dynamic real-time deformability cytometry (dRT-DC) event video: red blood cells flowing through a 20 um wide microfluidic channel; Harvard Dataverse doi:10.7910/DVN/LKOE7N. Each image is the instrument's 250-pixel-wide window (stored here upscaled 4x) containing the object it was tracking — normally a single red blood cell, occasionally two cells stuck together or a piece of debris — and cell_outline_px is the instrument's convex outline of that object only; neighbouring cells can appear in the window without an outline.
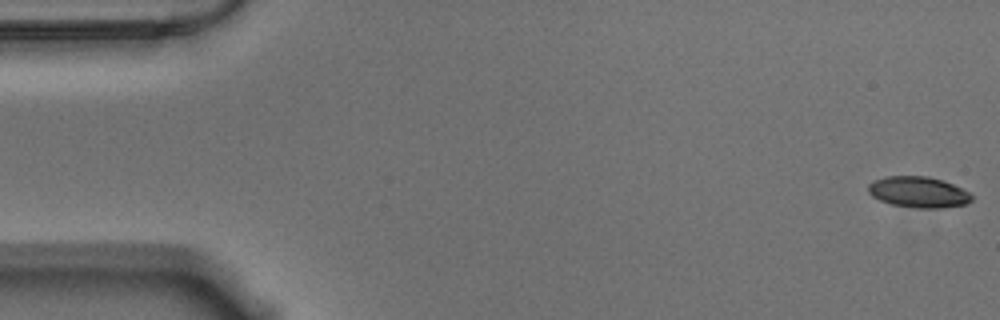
{"species": "Egyptian fruit bat (a non-hibernating species)", "species_latin": "Rousettus aegyptiacus", "temperature_condition": "warm", "stored_images_in_passage": 57, "camera_frame_rate_fps": 3000, "um_per_image_px": 0.085, "animal": {"sex": "male"}, "frame": {"image": 1, "passage_image": 1, "time_ms": 0.0, "image_size_px": [1000, 320], "cell_outline_px": [[972, 200], [968, 204], [944, 208], [920, 208], [892, 204], [880, 200], [872, 196], [868, 192], [868, 184], [872, 180], [888, 176], [928, 176], [944, 180], [972, 192]], "centroid_in_image_um": [78.11, 16.32], "position_along_channel_um": 6.9, "area_um2": 18.96}}
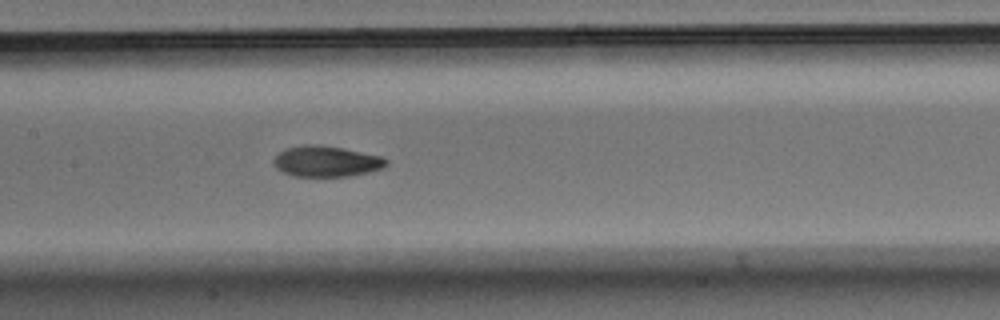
{"frame": {"image": 2, "passage_image": 27, "time_ms": 8.667, "image_size_px": [1000, 320], "cell_outline_px": [[388, 164], [384, 168], [368, 172], [348, 176], [292, 176], [276, 168], [272, 160], [284, 148], [304, 144], [320, 144], [344, 148], [384, 156], [388, 160]], "centroid_in_image_um": [27.76, 13.7], "position_along_channel_um": 179.6, "area_um2": 20.52}}
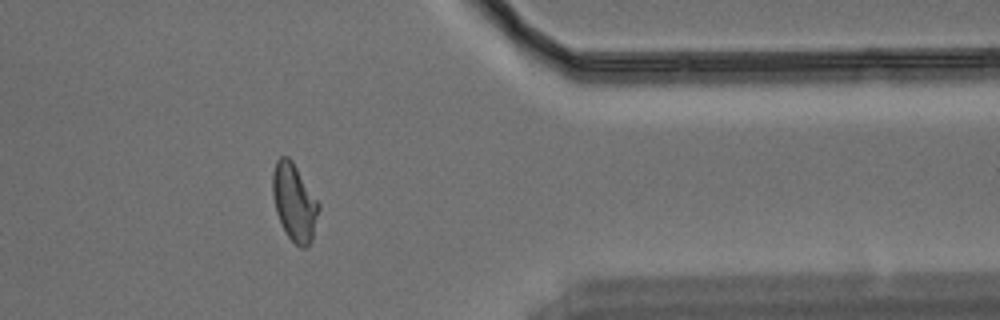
{"frame": {"image": 3, "passage_image": 46, "time_ms": 15.0, "image_size_px": [1000, 320], "cell_outline_px": [[320, 208], [312, 240], [304, 248], [300, 248], [288, 236], [276, 212], [272, 196], [272, 172], [276, 160], [280, 156], [288, 156], [292, 160], [320, 204]], "centroid_in_image_um": [25.01, 17.16], "position_along_channel_um": 386.4, "area_um2": 20.75}, "authors_computed_cell_mechanics": {"area_um2": 19.9988, "velocity_mm_per_s": 3.5455, "shape_relaxation_time_tau1_ms": 4.75, "shape_relaxation_time_tau2_ms": 2.483, "deformation_change_tau1": 0.2056, "deformation_change_tau2": 0.0761}}